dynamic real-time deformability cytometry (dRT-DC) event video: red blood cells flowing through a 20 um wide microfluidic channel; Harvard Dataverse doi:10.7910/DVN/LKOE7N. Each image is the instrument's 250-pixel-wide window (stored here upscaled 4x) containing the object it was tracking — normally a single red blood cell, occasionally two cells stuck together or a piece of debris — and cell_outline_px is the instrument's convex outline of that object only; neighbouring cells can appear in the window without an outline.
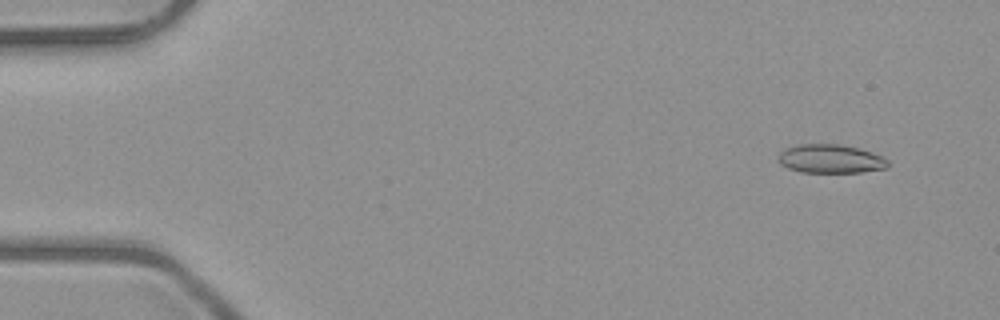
{"species": "common noctule bat (a hibernating species)", "species_latin": "Nyctalus noctula", "temperature_condition": "room temperature", "stored_images_in_passage": 51, "camera_frame_rate_fps": 3000, "um_per_image_px": 0.085, "animal": {"sex": "male", "body_mass_g": 23.1, "forearm_length_mm": 52.7}, "frame": {"image": 1, "passage_image": 4, "time_ms": 1.0, "image_size_px": [1000, 320], "cell_outline_px": [[888, 168], [860, 172], [800, 172], [788, 168], [780, 164], [780, 152], [784, 148], [796, 144], [840, 144], [860, 148], [872, 152], [888, 160]], "centroid_in_image_um": [70.59, 13.49], "position_along_channel_um": 14.4, "area_um2": 18.38}}
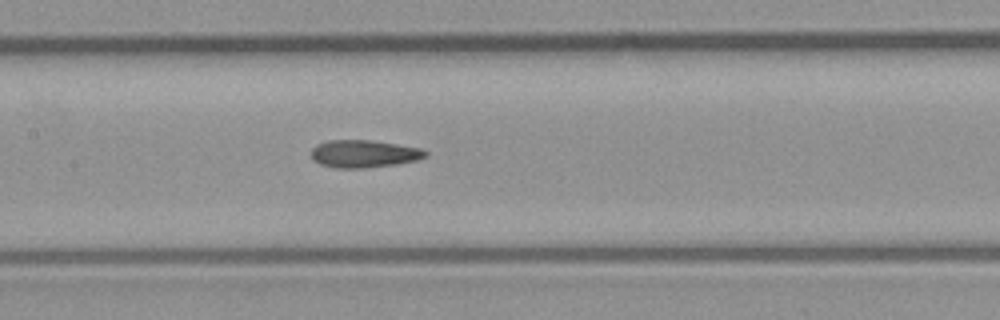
{"frame": {"image": 2, "passage_image": 25, "time_ms": 8.0, "image_size_px": [1000, 320], "cell_outline_px": [[428, 156], [416, 160], [396, 164], [364, 168], [336, 168], [320, 164], [312, 160], [312, 148], [316, 144], [328, 140], [372, 140], [424, 148], [428, 152]], "centroid_in_image_um": [30.95, 13.06], "position_along_channel_um": 176.4, "area_um2": 18.55}}
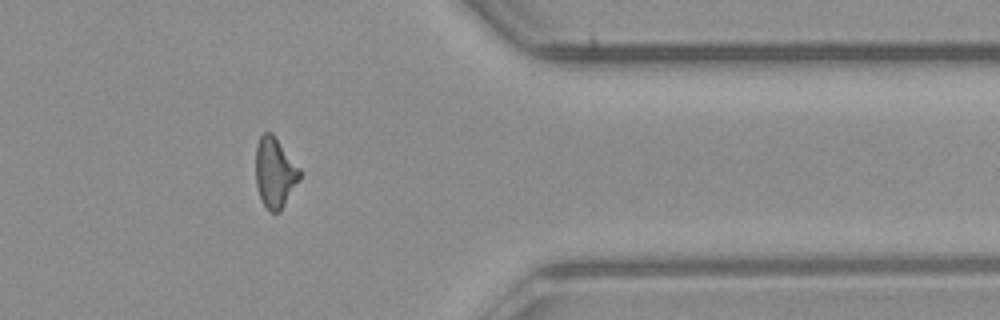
{"frame": {"image": 3, "passage_image": 42, "time_ms": 13.667, "image_size_px": [1000, 320], "cell_outline_px": [[300, 180], [280, 212], [272, 212], [264, 204], [260, 196], [256, 184], [256, 148], [260, 136], [264, 132], [272, 132], [300, 168]], "centroid_in_image_um": [23.38, 14.66], "position_along_channel_um": 388.0, "area_um2": 17.92}, "authors_computed_cell_mechanics": {"area_um2": 18.3804, "velocity_mm_per_s": 4.0406, "shape_relaxation_time_tau1_ms": null, "shape_relaxation_time_tau2_ms": 3.2894, "deformation_change_tau1": null, "deformation_change_tau2": 0.1205}}